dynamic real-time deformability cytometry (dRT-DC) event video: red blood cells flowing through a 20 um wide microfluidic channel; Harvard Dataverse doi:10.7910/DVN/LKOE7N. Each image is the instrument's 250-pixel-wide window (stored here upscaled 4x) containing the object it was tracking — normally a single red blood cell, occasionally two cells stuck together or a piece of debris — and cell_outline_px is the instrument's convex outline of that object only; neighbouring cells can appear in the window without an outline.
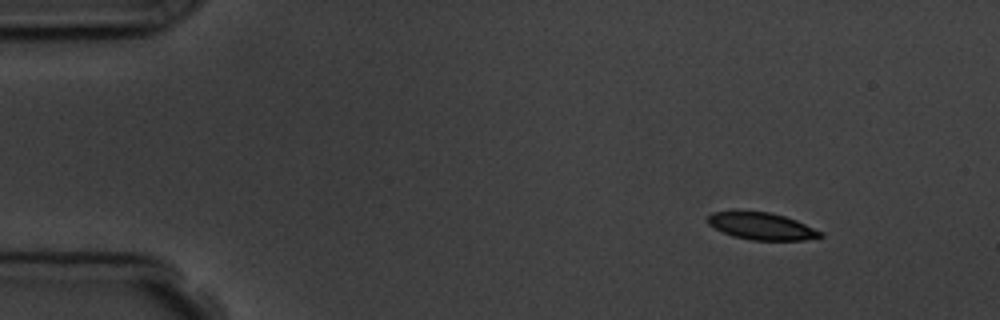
{"species": "common noctule bat (a hibernating species)", "species_latin": "Nyctalus noctula", "temperature_condition": "room temperature", "stored_images_in_passage": 7, "camera_frame_rate_fps": 3000, "um_per_image_px": 0.085, "animal": {"sex": "male", "body_mass_g": 19.5, "forearm_length_mm": 54.6}, "frame": {"image": 1, "passage_image": 1, "time_ms": 0.0, "image_size_px": [1000, 320], "cell_outline_px": [[824, 236], [804, 240], [752, 240], [732, 236], [708, 224], [708, 216], [712, 212], [768, 212], [784, 216], [796, 220], [824, 232]], "centroid_in_image_um": [64.79, 19.24], "position_along_channel_um": 20.2, "area_um2": 17.51}}
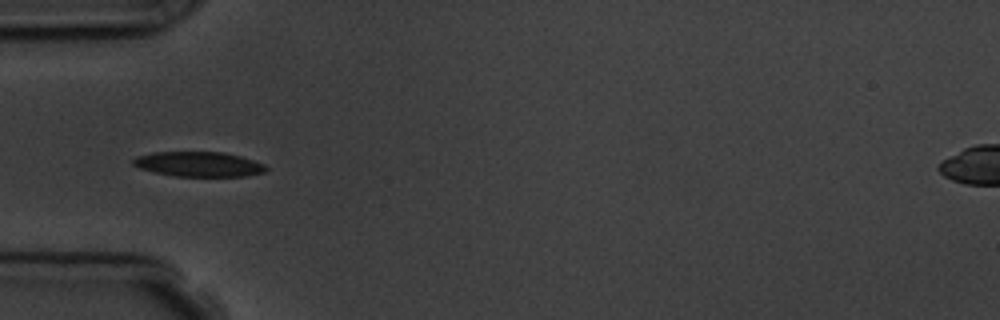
{"frame": {"image": 2, "passage_image": 4, "time_ms": 3.667, "image_size_px": [1000, 320], "cell_outline_px": [[268, 168], [264, 172], [244, 176], [172, 176], [140, 168], [132, 164], [132, 160], [136, 156], [152, 152], [224, 152], [240, 156], [264, 164]], "centroid_in_image_um": [16.87, 13.95], "position_along_channel_um": 68.1, "area_um2": 19.19}}